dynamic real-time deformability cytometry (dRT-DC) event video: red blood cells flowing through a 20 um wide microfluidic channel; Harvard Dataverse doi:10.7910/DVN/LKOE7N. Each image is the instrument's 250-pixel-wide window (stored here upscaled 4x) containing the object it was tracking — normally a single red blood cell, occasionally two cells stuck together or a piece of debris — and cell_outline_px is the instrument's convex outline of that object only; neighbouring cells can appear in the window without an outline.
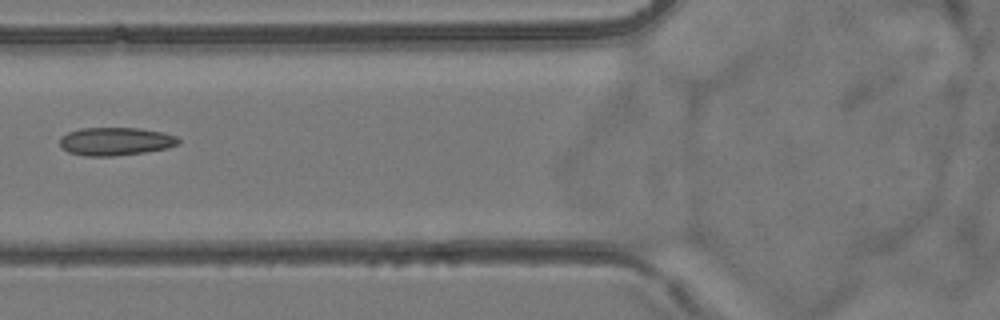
{"species": "common noctule bat (a hibernating species)", "species_latin": "Nyctalus noctula", "temperature_condition": "room temperature", "stored_images_in_passage": 3, "camera_frame_rate_fps": 3000, "um_per_image_px": 0.085, "animal": {"sex": "female", "body_mass_g": 24.6, "forearm_length_mm": 56.2}, "frame": {"image": 1, "passage_image": 2, "time_ms": 1.333, "image_size_px": [1000, 320], "cell_outline_px": [[180, 144], [168, 148], [144, 152], [112, 156], [84, 156], [68, 152], [60, 144], [60, 136], [68, 132], [80, 128], [140, 128], [164, 132], [176, 136], [180, 140]], "centroid_in_image_um": [9.84, 12.01], "position_along_channel_um": 116.0, "area_um2": 19.54}}
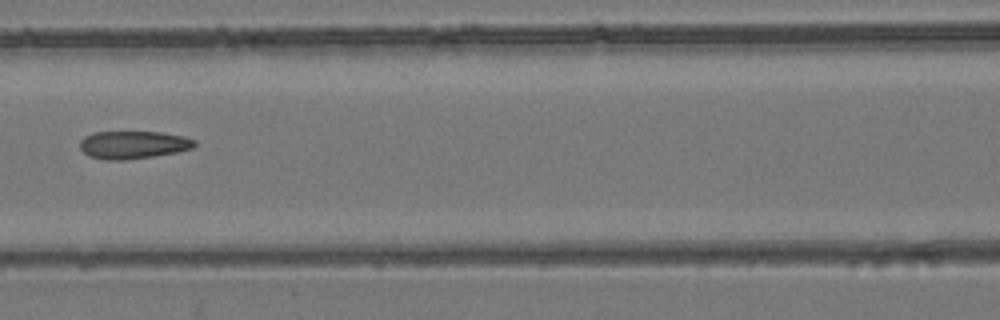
{"frame": {"image": 2, "passage_image": 3, "time_ms": 2.333, "image_size_px": [1000, 320], "cell_outline_px": [[196, 144], [192, 148], [176, 152], [152, 156], [124, 160], [104, 160], [88, 156], [80, 148], [80, 140], [84, 136], [92, 132], [160, 132], [184, 136], [196, 140]], "centroid_in_image_um": [11.29, 12.3], "position_along_channel_um": 155.3, "area_um2": 18.61}}